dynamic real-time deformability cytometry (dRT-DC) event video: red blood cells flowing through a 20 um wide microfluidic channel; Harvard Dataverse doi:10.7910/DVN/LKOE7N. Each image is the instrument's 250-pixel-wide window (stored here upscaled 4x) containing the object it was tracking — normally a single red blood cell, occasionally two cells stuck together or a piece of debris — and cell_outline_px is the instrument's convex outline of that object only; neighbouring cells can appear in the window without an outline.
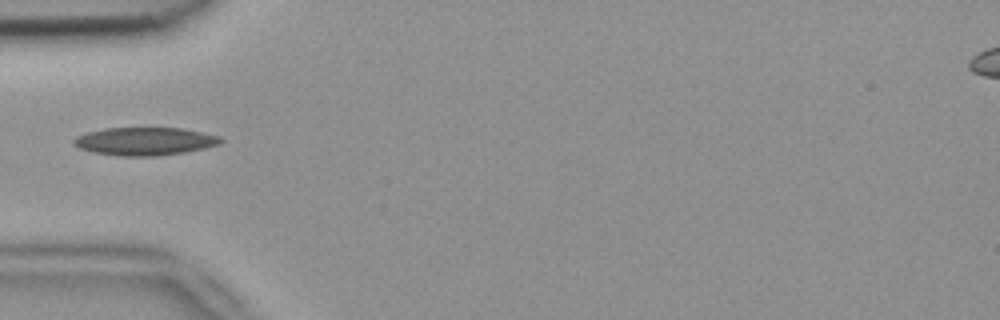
{"species": "common noctule bat (a hibernating species)", "species_latin": "Nyctalus noctula", "temperature_condition": "room temperature", "stored_images_in_passage": 5, "camera_frame_rate_fps": 3000, "um_per_image_px": 0.085, "animal": {"sex": "female", "body_mass_g": 18.4}, "frame": {"image": 1, "passage_image": 5, "time_ms": 1.333, "image_size_px": [1000, 320], "cell_outline_px": [[224, 140], [220, 144], [204, 148], [184, 152], [156, 156], [120, 156], [92, 152], [80, 148], [72, 144], [72, 140], [76, 136], [88, 132], [104, 128], [180, 128], [220, 136]], "centroid_in_image_um": [12.28, 12.01], "position_along_channel_um": 72.7, "area_um2": 23.93}}